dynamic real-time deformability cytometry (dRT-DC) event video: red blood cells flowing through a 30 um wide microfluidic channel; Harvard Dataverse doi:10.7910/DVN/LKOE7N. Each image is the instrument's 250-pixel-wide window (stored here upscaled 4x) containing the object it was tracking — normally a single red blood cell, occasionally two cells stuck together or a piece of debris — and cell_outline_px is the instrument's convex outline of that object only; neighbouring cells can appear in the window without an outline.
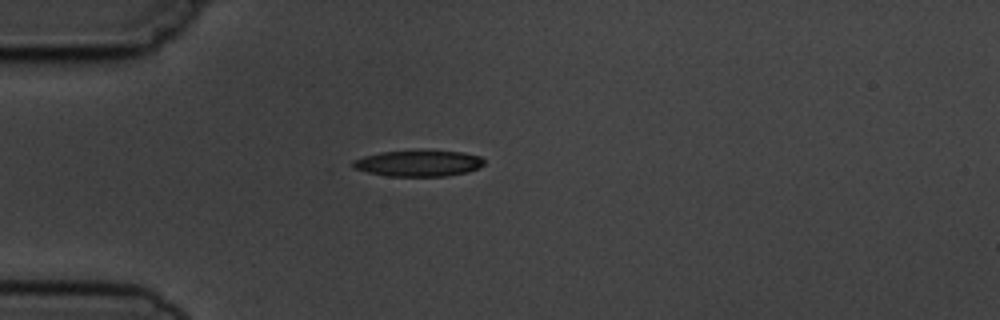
{"species": "common noctule bat (a hibernating species)", "species_latin": "Nyctalus noctula", "temperature_condition": "cold", "stored_images_in_passage": 1, "camera_frame_rate_fps": 3000, "um_per_image_px": 0.085, "animal": {"sex": "male", "body_mass_g": 19.5, "forearm_length_mm": 54.6}, "frame": {"image": 1, "passage_image": 1, "time_ms": 0.0, "image_size_px": [1000, 320], "cell_outline_px": [[484, 164], [468, 172], [448, 176], [388, 176], [368, 172], [352, 168], [352, 160], [364, 156], [380, 152], [464, 152], [480, 156], [484, 160]], "centroid_in_image_um": [35.55, 13.9], "position_along_channel_um": 49.5, "area_um2": 19.54}}